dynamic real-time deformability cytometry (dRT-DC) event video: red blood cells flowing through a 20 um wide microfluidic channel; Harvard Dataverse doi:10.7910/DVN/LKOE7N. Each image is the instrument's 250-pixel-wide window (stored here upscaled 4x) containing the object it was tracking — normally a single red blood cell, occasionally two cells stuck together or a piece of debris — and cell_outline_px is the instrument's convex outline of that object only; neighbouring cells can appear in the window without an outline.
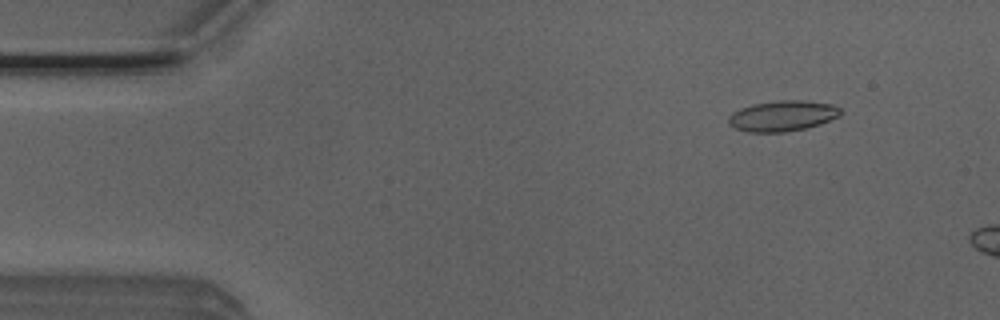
{"species": "Egyptian fruit bat (a non-hibernating species)", "species_latin": "Rousettus aegyptiacus", "temperature_condition": "room temperature", "stored_images_in_passage": 13, "camera_frame_rate_fps": 3000, "um_per_image_px": 0.085, "animal": {"sex": "male"}, "frame": {"image": 1, "passage_image": 6, "time_ms": 1.667, "image_size_px": [1000, 320], "cell_outline_px": [[844, 112], [840, 116], [820, 124], [804, 128], [784, 132], [748, 132], [736, 128], [728, 124], [728, 116], [732, 112], [740, 108], [752, 104], [780, 100], [804, 100], [832, 104], [840, 108]], "centroid_in_image_um": [66.52, 9.84], "position_along_channel_um": 18.5, "area_um2": 20.11}}